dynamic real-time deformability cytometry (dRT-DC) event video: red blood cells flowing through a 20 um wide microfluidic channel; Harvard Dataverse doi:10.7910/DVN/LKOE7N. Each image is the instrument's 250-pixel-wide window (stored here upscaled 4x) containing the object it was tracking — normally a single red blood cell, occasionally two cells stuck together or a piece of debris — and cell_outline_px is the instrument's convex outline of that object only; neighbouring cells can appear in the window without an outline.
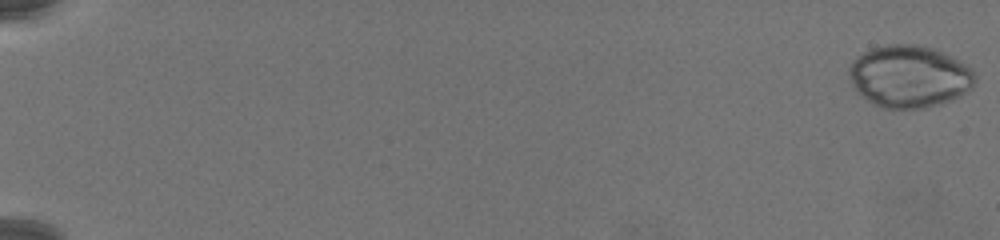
{"species": "common noctule bat (a hibernating species)", "species_latin": "Nyctalus noctula", "temperature_condition": "warm", "stored_images_in_passage": 78, "camera_frame_rate_fps": 3000, "um_per_image_px": 0.085, "animal": {"sex": "female", "body_mass_g": 19.5, "forearm_length_mm": 54.1}, "frame": {"image": 1, "passage_image": 1, "time_ms": 0.0, "image_size_px": [1000, 240], "cell_outline_px": [[976, 84], [968, 92], [952, 100], [940, 104], [924, 108], [884, 108], [872, 104], [852, 84], [848, 72], [848, 68], [852, 60], [856, 56], [872, 48], [892, 44], [908, 44], [936, 48], [960, 60], [976, 76]], "centroid_in_image_um": [77.31, 6.49], "position_along_channel_um": 7.7, "area_um2": 45.72}}